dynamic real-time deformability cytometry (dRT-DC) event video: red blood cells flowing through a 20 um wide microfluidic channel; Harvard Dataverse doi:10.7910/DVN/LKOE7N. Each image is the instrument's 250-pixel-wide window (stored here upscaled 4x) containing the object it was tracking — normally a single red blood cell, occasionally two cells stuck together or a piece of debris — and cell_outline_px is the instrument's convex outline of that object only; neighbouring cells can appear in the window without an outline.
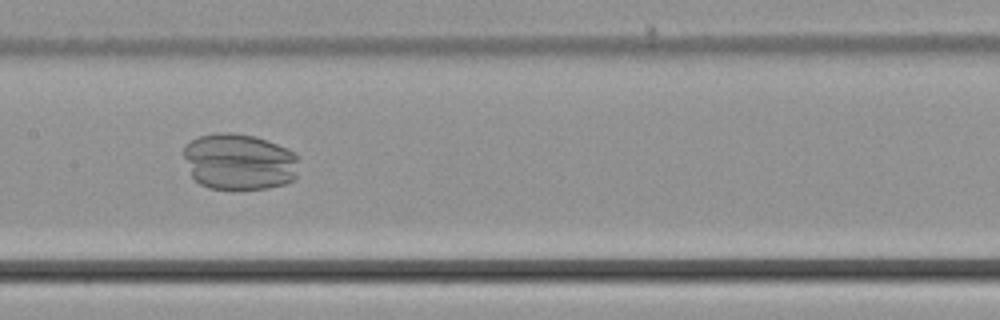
{"species": "common noctule bat (a hibernating species)", "species_latin": "Nyctalus noctula", "temperature_condition": "cold", "stored_images_in_passage": 56, "camera_frame_rate_fps": 3000, "um_per_image_px": 0.085, "animal": {"sex": "male", "body_mass_g": 21.5, "forearm_length_mm": 52.0}, "frame": {"image": 1, "passage_image": 29, "time_ms": 9.333, "image_size_px": [1000, 320], "cell_outline_px": [[296, 176], [292, 180], [284, 184], [268, 188], [208, 188], [200, 184], [192, 176], [184, 156], [184, 144], [196, 136], [216, 132], [232, 132], [256, 136], [288, 148], [296, 152]], "centroid_in_image_um": [20.31, 13.71], "position_along_channel_um": 187.1, "area_um2": 37.92}}
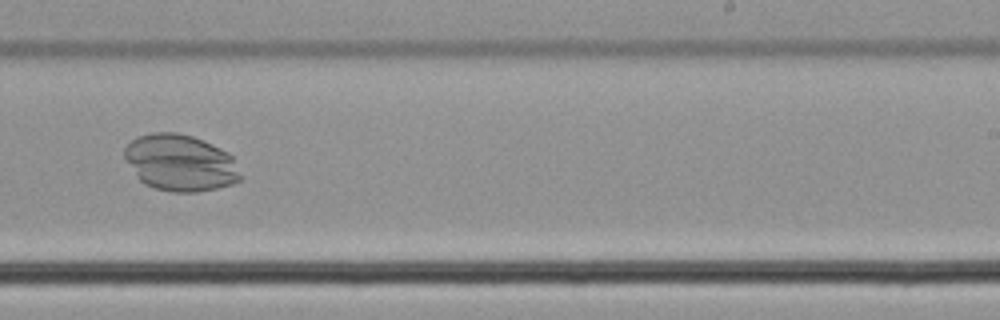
{"frame": {"image": 2, "passage_image": 36, "time_ms": 11.667, "image_size_px": [1000, 320], "cell_outline_px": [[244, 176], [240, 180], [232, 184], [216, 188], [196, 192], [172, 192], [156, 188], [144, 184], [136, 176], [124, 160], [124, 148], [136, 136], [152, 132], [176, 132], [192, 136], [212, 144], [228, 152], [232, 156]], "centroid_in_image_um": [15.32, 13.83], "position_along_channel_um": 273.7, "area_um2": 38.61}}
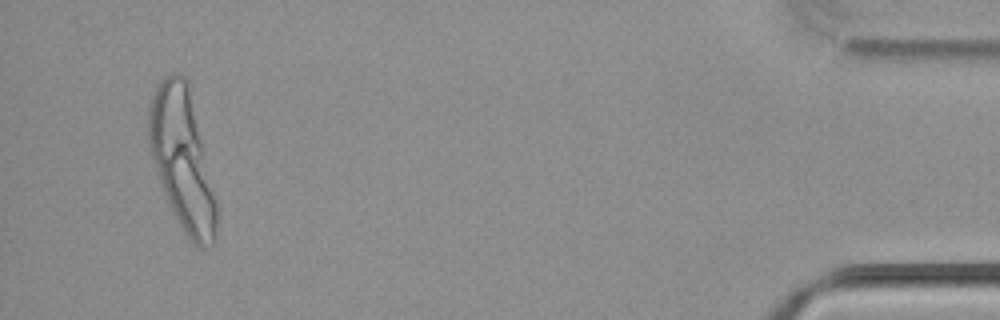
{"frame": {"image": 3, "passage_image": 54, "time_ms": 17.667, "image_size_px": [1000, 320], "cell_outline_px": [[216, 236], [212, 244], [204, 248], [200, 248], [192, 244], [188, 240], [172, 212], [164, 192], [148, 144], [148, 104], [156, 84], [164, 76], [172, 72], [180, 72], [184, 76], [188, 88], [216, 200]], "centroid_in_image_um": [15.45, 13.56], "position_along_channel_um": 419.7, "area_um2": 54.62}}